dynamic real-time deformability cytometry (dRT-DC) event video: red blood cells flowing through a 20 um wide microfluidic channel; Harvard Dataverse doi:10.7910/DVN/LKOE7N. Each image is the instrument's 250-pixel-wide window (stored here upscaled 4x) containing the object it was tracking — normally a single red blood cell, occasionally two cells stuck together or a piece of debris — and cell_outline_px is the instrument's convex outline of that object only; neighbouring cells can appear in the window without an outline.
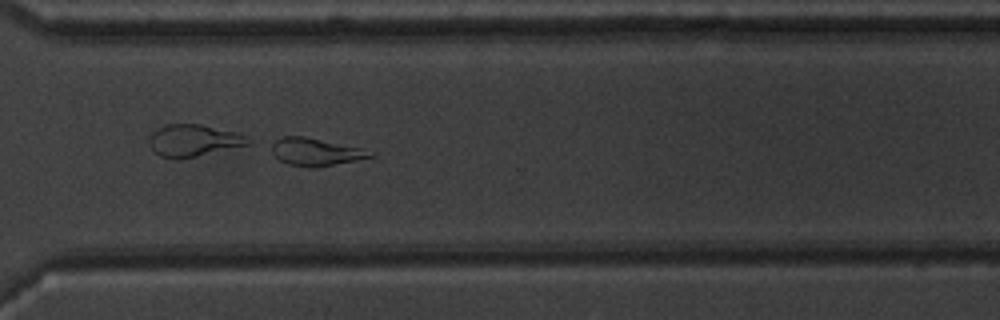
{"species": "common noctule bat (a hibernating species)", "species_latin": "Nyctalus noctula", "temperature_condition": "warm", "stored_images_in_passage": 48, "camera_frame_rate_fps": 3000, "um_per_image_px": 0.085, "animal": {"sex": "male", "body_mass_g": 20.1, "forearm_length_mm": 53.5}, "frame": {"image": 1, "passage_image": 35, "time_ms": 11.333, "image_size_px": [1000, 320], "cell_outline_px": [[376, 156], [316, 168], [312, 168], [288, 164], [280, 160], [272, 152], [272, 144], [276, 140], [284, 136], [304, 136], [360, 148], [376, 152]], "centroid_in_image_um": [26.86, 12.92], "position_along_channel_um": 343.7, "area_um2": 15.72}}